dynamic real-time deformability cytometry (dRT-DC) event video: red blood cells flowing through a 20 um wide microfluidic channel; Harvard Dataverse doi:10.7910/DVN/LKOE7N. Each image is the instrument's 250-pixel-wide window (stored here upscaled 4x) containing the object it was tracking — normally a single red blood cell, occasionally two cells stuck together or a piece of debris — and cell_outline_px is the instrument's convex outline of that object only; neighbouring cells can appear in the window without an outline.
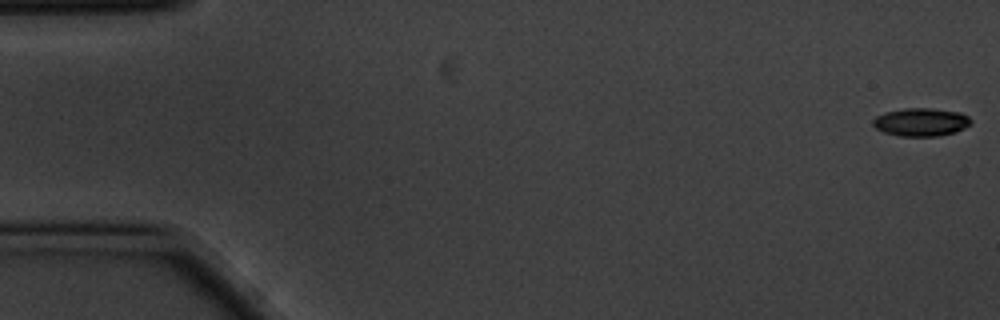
{"species": "common noctule bat (a hibernating species)", "species_latin": "Nyctalus noctula", "temperature_condition": "cold", "stored_images_in_passage": 6, "camera_frame_rate_fps": 3000, "um_per_image_px": 0.085, "animal": {"sex": "male", "body_mass_g": 20.1, "forearm_length_mm": 53.5}, "frame": {"image": 1, "passage_image": 1, "time_ms": 0.0, "image_size_px": [1000, 320], "cell_outline_px": [[972, 124], [956, 132], [940, 136], [900, 136], [884, 132], [876, 128], [872, 124], [872, 120], [876, 116], [884, 112], [904, 108], [932, 108], [960, 112], [968, 116], [972, 120]], "centroid_in_image_um": [78.3, 10.37], "position_along_channel_um": 6.7, "area_um2": 16.24}}
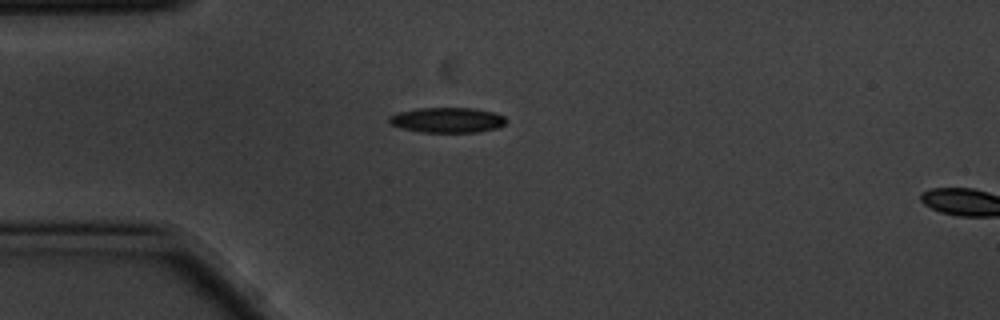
{"frame": {"image": 2, "passage_image": 5, "time_ms": 1.333, "image_size_px": [1000, 320], "cell_outline_px": [[508, 120], [504, 124], [496, 128], [476, 132], [420, 132], [400, 128], [388, 124], [388, 116], [396, 112], [416, 108], [472, 108], [492, 112], [504, 116]], "centroid_in_image_um": [37.94, 10.2], "position_along_channel_um": 47.1, "area_um2": 17.34}}